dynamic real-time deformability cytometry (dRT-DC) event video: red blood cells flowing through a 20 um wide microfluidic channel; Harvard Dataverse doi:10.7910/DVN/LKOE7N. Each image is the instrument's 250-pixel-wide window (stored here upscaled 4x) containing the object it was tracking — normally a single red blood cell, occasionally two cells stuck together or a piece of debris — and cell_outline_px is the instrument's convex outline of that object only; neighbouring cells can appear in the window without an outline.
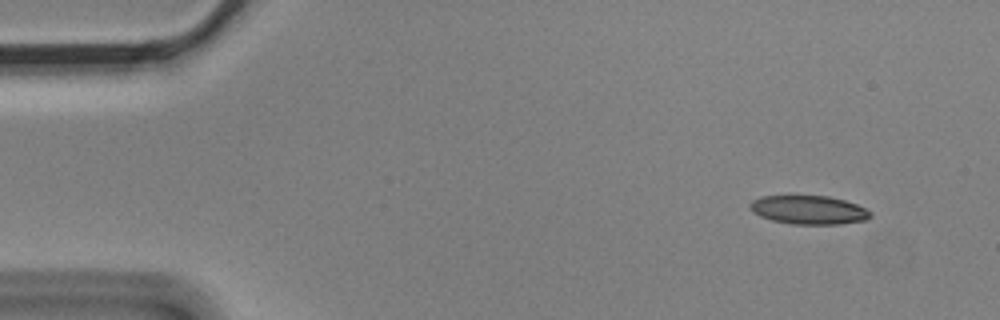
{"species": "Egyptian fruit bat (a non-hibernating species)", "species_latin": "Rousettus aegyptiacus", "temperature_condition": "cold", "stored_images_in_passage": 3, "camera_frame_rate_fps": 3000, "um_per_image_px": 0.085, "animal": {"sex": "male"}, "frame": {"image": 1, "passage_image": 1, "time_ms": 0.0, "image_size_px": [1000, 320], "cell_outline_px": [[872, 216], [868, 220], [836, 224], [792, 224], [772, 220], [760, 216], [748, 204], [752, 200], [760, 196], [828, 196], [844, 200], [856, 204], [872, 212]], "centroid_in_image_um": [68.77, 17.84], "position_along_channel_um": 16.2, "area_um2": 20.0}}
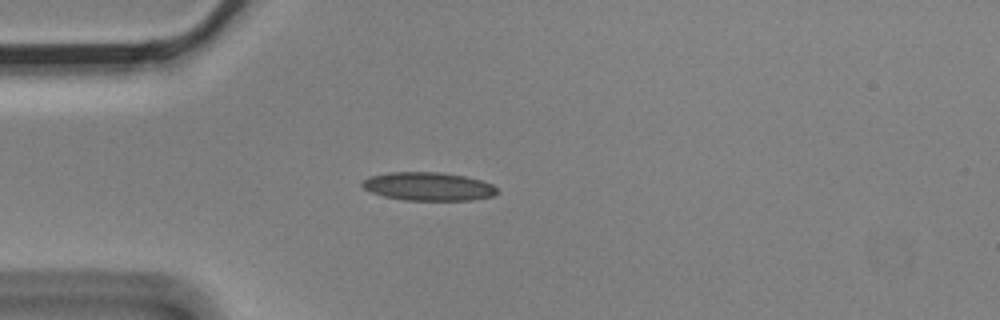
{"frame": {"image": 2, "passage_image": 3, "time_ms": 0.667, "image_size_px": [1000, 320], "cell_outline_px": [[496, 192], [492, 196], [472, 200], [404, 200], [384, 196], [372, 192], [364, 188], [360, 184], [368, 176], [392, 172], [440, 172], [464, 176], [480, 180], [492, 184], [496, 188]], "centroid_in_image_um": [36.38, 15.84], "position_along_channel_um": 48.6, "area_um2": 22.14}}